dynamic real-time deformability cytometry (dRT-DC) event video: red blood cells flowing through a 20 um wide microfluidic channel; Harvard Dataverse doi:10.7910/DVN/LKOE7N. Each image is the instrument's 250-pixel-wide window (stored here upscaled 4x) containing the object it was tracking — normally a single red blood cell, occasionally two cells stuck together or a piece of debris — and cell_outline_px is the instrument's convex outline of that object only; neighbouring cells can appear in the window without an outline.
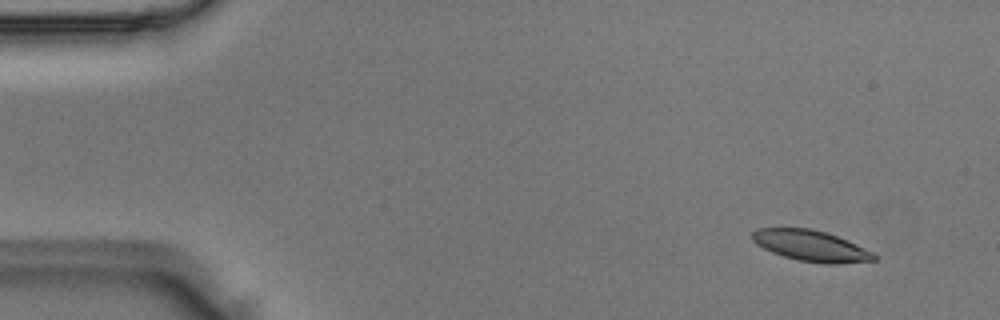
{"species": "Egyptian fruit bat (a non-hibernating species)", "species_latin": "Rousettus aegyptiacus", "temperature_condition": "room temperature", "stored_images_in_passage": 5, "segment_of_instrument_passage": [1, 2], "camera_frame_rate_fps": 3000, "um_per_image_px": 0.085, "animal": {"sex": "male"}, "frame": {"image": 1, "passage_image": 1, "time_ms": 0.0, "image_size_px": [1000, 320], "cell_outline_px": [[880, 256], [876, 260], [840, 264], [824, 264], [796, 260], [772, 252], [756, 244], [752, 240], [752, 232], [756, 228], [812, 228], [836, 236], [856, 244]], "centroid_in_image_um": [68.94, 20.9], "position_along_channel_um": 16.1, "area_um2": 22.02}}